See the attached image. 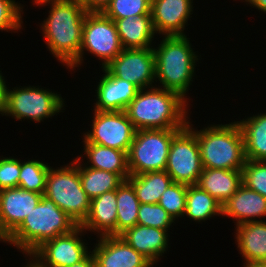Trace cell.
I'll list each match as a JSON object with an SVG mask.
<instances>
[{"label":"cell","mask_w":266,"mask_h":267,"mask_svg":"<svg viewBox=\"0 0 266 267\" xmlns=\"http://www.w3.org/2000/svg\"><path fill=\"white\" fill-rule=\"evenodd\" d=\"M193 0H151V19L155 33L164 36L185 35V26L193 13Z\"/></svg>","instance_id":"2e32d148"},{"label":"cell","mask_w":266,"mask_h":267,"mask_svg":"<svg viewBox=\"0 0 266 267\" xmlns=\"http://www.w3.org/2000/svg\"><path fill=\"white\" fill-rule=\"evenodd\" d=\"M112 0H80L87 12H104Z\"/></svg>","instance_id":"8d00e7d4"},{"label":"cell","mask_w":266,"mask_h":267,"mask_svg":"<svg viewBox=\"0 0 266 267\" xmlns=\"http://www.w3.org/2000/svg\"><path fill=\"white\" fill-rule=\"evenodd\" d=\"M242 183L266 197V161L246 160L242 169Z\"/></svg>","instance_id":"836d02e7"},{"label":"cell","mask_w":266,"mask_h":267,"mask_svg":"<svg viewBox=\"0 0 266 267\" xmlns=\"http://www.w3.org/2000/svg\"><path fill=\"white\" fill-rule=\"evenodd\" d=\"M117 210L116 190L105 192L91 200L89 215L80 226L98 236H117Z\"/></svg>","instance_id":"ffe728a7"},{"label":"cell","mask_w":266,"mask_h":267,"mask_svg":"<svg viewBox=\"0 0 266 267\" xmlns=\"http://www.w3.org/2000/svg\"><path fill=\"white\" fill-rule=\"evenodd\" d=\"M186 197L187 185L172 182L160 197L158 204L166 210L174 220H177L178 217H184Z\"/></svg>","instance_id":"4dcf8cb0"},{"label":"cell","mask_w":266,"mask_h":267,"mask_svg":"<svg viewBox=\"0 0 266 267\" xmlns=\"http://www.w3.org/2000/svg\"><path fill=\"white\" fill-rule=\"evenodd\" d=\"M84 50L102 61L101 68L107 66L123 50L115 22L103 12H88L82 29V43L78 58L68 67L74 70L82 65Z\"/></svg>","instance_id":"ba28073f"},{"label":"cell","mask_w":266,"mask_h":267,"mask_svg":"<svg viewBox=\"0 0 266 267\" xmlns=\"http://www.w3.org/2000/svg\"><path fill=\"white\" fill-rule=\"evenodd\" d=\"M84 231L78 225L70 233L44 242L30 257L40 267H69L79 263L91 253L81 237Z\"/></svg>","instance_id":"7c38bea8"},{"label":"cell","mask_w":266,"mask_h":267,"mask_svg":"<svg viewBox=\"0 0 266 267\" xmlns=\"http://www.w3.org/2000/svg\"><path fill=\"white\" fill-rule=\"evenodd\" d=\"M181 129L136 130L128 152L130 175L166 169L173 137Z\"/></svg>","instance_id":"52a82bcc"},{"label":"cell","mask_w":266,"mask_h":267,"mask_svg":"<svg viewBox=\"0 0 266 267\" xmlns=\"http://www.w3.org/2000/svg\"><path fill=\"white\" fill-rule=\"evenodd\" d=\"M69 267H96V264L92 253H90L84 260Z\"/></svg>","instance_id":"f35d334b"},{"label":"cell","mask_w":266,"mask_h":267,"mask_svg":"<svg viewBox=\"0 0 266 267\" xmlns=\"http://www.w3.org/2000/svg\"><path fill=\"white\" fill-rule=\"evenodd\" d=\"M4 79L5 78L0 71V114L5 109L6 100H7V90L9 88L7 87L6 81Z\"/></svg>","instance_id":"74e56055"},{"label":"cell","mask_w":266,"mask_h":267,"mask_svg":"<svg viewBox=\"0 0 266 267\" xmlns=\"http://www.w3.org/2000/svg\"><path fill=\"white\" fill-rule=\"evenodd\" d=\"M244 267H266V262H249L244 263Z\"/></svg>","instance_id":"60d3db41"},{"label":"cell","mask_w":266,"mask_h":267,"mask_svg":"<svg viewBox=\"0 0 266 267\" xmlns=\"http://www.w3.org/2000/svg\"><path fill=\"white\" fill-rule=\"evenodd\" d=\"M23 8L21 3L18 4V1L0 0V30L6 32L20 30L23 23Z\"/></svg>","instance_id":"e575fe53"},{"label":"cell","mask_w":266,"mask_h":267,"mask_svg":"<svg viewBox=\"0 0 266 267\" xmlns=\"http://www.w3.org/2000/svg\"><path fill=\"white\" fill-rule=\"evenodd\" d=\"M94 111L91 130L84 133V143H95L129 152L136 133L125 111Z\"/></svg>","instance_id":"30bf717a"},{"label":"cell","mask_w":266,"mask_h":267,"mask_svg":"<svg viewBox=\"0 0 266 267\" xmlns=\"http://www.w3.org/2000/svg\"><path fill=\"white\" fill-rule=\"evenodd\" d=\"M29 262H27V265H24V267H40L30 256Z\"/></svg>","instance_id":"b9f144b4"},{"label":"cell","mask_w":266,"mask_h":267,"mask_svg":"<svg viewBox=\"0 0 266 267\" xmlns=\"http://www.w3.org/2000/svg\"><path fill=\"white\" fill-rule=\"evenodd\" d=\"M20 160L0 156V190L18 187Z\"/></svg>","instance_id":"d590c367"},{"label":"cell","mask_w":266,"mask_h":267,"mask_svg":"<svg viewBox=\"0 0 266 267\" xmlns=\"http://www.w3.org/2000/svg\"><path fill=\"white\" fill-rule=\"evenodd\" d=\"M188 102L164 88L139 89L125 109L136 130L183 129L188 123Z\"/></svg>","instance_id":"7a4b0ae2"},{"label":"cell","mask_w":266,"mask_h":267,"mask_svg":"<svg viewBox=\"0 0 266 267\" xmlns=\"http://www.w3.org/2000/svg\"><path fill=\"white\" fill-rule=\"evenodd\" d=\"M231 217L235 225L258 220L266 216V197L242 184L222 205V217Z\"/></svg>","instance_id":"ac0fdd59"},{"label":"cell","mask_w":266,"mask_h":267,"mask_svg":"<svg viewBox=\"0 0 266 267\" xmlns=\"http://www.w3.org/2000/svg\"><path fill=\"white\" fill-rule=\"evenodd\" d=\"M43 195L20 187L0 190V241H4L30 214Z\"/></svg>","instance_id":"5bb4252c"},{"label":"cell","mask_w":266,"mask_h":267,"mask_svg":"<svg viewBox=\"0 0 266 267\" xmlns=\"http://www.w3.org/2000/svg\"><path fill=\"white\" fill-rule=\"evenodd\" d=\"M100 77L96 92V103L93 110L125 111L128 104L136 97L139 88L129 81L113 76L105 67Z\"/></svg>","instance_id":"e0dca14e"},{"label":"cell","mask_w":266,"mask_h":267,"mask_svg":"<svg viewBox=\"0 0 266 267\" xmlns=\"http://www.w3.org/2000/svg\"><path fill=\"white\" fill-rule=\"evenodd\" d=\"M187 35L164 36L155 54V81H160L159 88H164L180 95L187 102L189 86L195 75L198 56L191 48Z\"/></svg>","instance_id":"3957f363"},{"label":"cell","mask_w":266,"mask_h":267,"mask_svg":"<svg viewBox=\"0 0 266 267\" xmlns=\"http://www.w3.org/2000/svg\"><path fill=\"white\" fill-rule=\"evenodd\" d=\"M81 225L90 212L91 200L82 188L79 168L72 161L60 168H49L44 195Z\"/></svg>","instance_id":"8992f818"},{"label":"cell","mask_w":266,"mask_h":267,"mask_svg":"<svg viewBox=\"0 0 266 267\" xmlns=\"http://www.w3.org/2000/svg\"><path fill=\"white\" fill-rule=\"evenodd\" d=\"M185 215L195 222L222 216V205L198 185H187Z\"/></svg>","instance_id":"83f0119b"},{"label":"cell","mask_w":266,"mask_h":267,"mask_svg":"<svg viewBox=\"0 0 266 267\" xmlns=\"http://www.w3.org/2000/svg\"><path fill=\"white\" fill-rule=\"evenodd\" d=\"M175 220L159 204H140L137 225L169 230Z\"/></svg>","instance_id":"d6a6232c"},{"label":"cell","mask_w":266,"mask_h":267,"mask_svg":"<svg viewBox=\"0 0 266 267\" xmlns=\"http://www.w3.org/2000/svg\"><path fill=\"white\" fill-rule=\"evenodd\" d=\"M105 68L115 77L139 89L154 87L155 54L153 47L123 49Z\"/></svg>","instance_id":"4fadbf2b"},{"label":"cell","mask_w":266,"mask_h":267,"mask_svg":"<svg viewBox=\"0 0 266 267\" xmlns=\"http://www.w3.org/2000/svg\"><path fill=\"white\" fill-rule=\"evenodd\" d=\"M187 127L196 135L203 168L242 170L245 147L242 130L237 121L229 124H211L198 130L190 123Z\"/></svg>","instance_id":"5b68a950"},{"label":"cell","mask_w":266,"mask_h":267,"mask_svg":"<svg viewBox=\"0 0 266 267\" xmlns=\"http://www.w3.org/2000/svg\"><path fill=\"white\" fill-rule=\"evenodd\" d=\"M78 225L54 201L43 196L34 210L3 241L30 256L44 242L70 233Z\"/></svg>","instance_id":"277c9868"},{"label":"cell","mask_w":266,"mask_h":267,"mask_svg":"<svg viewBox=\"0 0 266 267\" xmlns=\"http://www.w3.org/2000/svg\"><path fill=\"white\" fill-rule=\"evenodd\" d=\"M168 232L169 230L135 225L122 233L120 237L154 265L168 250L170 241Z\"/></svg>","instance_id":"d6986e66"},{"label":"cell","mask_w":266,"mask_h":267,"mask_svg":"<svg viewBox=\"0 0 266 267\" xmlns=\"http://www.w3.org/2000/svg\"><path fill=\"white\" fill-rule=\"evenodd\" d=\"M49 168L50 165L43 161L20 160L18 187L44 195Z\"/></svg>","instance_id":"f546056e"},{"label":"cell","mask_w":266,"mask_h":267,"mask_svg":"<svg viewBox=\"0 0 266 267\" xmlns=\"http://www.w3.org/2000/svg\"><path fill=\"white\" fill-rule=\"evenodd\" d=\"M202 170L196 135L186 126L172 139L165 171L173 182L194 185Z\"/></svg>","instance_id":"8fae6325"},{"label":"cell","mask_w":266,"mask_h":267,"mask_svg":"<svg viewBox=\"0 0 266 267\" xmlns=\"http://www.w3.org/2000/svg\"><path fill=\"white\" fill-rule=\"evenodd\" d=\"M123 49L149 48L155 37L151 15L114 20Z\"/></svg>","instance_id":"603a6c76"},{"label":"cell","mask_w":266,"mask_h":267,"mask_svg":"<svg viewBox=\"0 0 266 267\" xmlns=\"http://www.w3.org/2000/svg\"><path fill=\"white\" fill-rule=\"evenodd\" d=\"M33 3L50 5L48 17L40 28L46 48L68 69L79 56L83 23L88 12L80 0H33Z\"/></svg>","instance_id":"6da1fadb"},{"label":"cell","mask_w":266,"mask_h":267,"mask_svg":"<svg viewBox=\"0 0 266 267\" xmlns=\"http://www.w3.org/2000/svg\"><path fill=\"white\" fill-rule=\"evenodd\" d=\"M237 122L243 133L246 159L266 161V113Z\"/></svg>","instance_id":"d4e9b609"},{"label":"cell","mask_w":266,"mask_h":267,"mask_svg":"<svg viewBox=\"0 0 266 267\" xmlns=\"http://www.w3.org/2000/svg\"><path fill=\"white\" fill-rule=\"evenodd\" d=\"M84 154L73 159V162L79 168V177L82 188L90 200L99 197L105 192L116 190L124 181L118 174L105 170L90 168L81 164Z\"/></svg>","instance_id":"484cf974"},{"label":"cell","mask_w":266,"mask_h":267,"mask_svg":"<svg viewBox=\"0 0 266 267\" xmlns=\"http://www.w3.org/2000/svg\"><path fill=\"white\" fill-rule=\"evenodd\" d=\"M242 184V170L203 168L196 185L223 205Z\"/></svg>","instance_id":"44dd1931"},{"label":"cell","mask_w":266,"mask_h":267,"mask_svg":"<svg viewBox=\"0 0 266 267\" xmlns=\"http://www.w3.org/2000/svg\"><path fill=\"white\" fill-rule=\"evenodd\" d=\"M84 157L87 163L83 165L118 174L123 180L130 176L128 153L95 143H84ZM90 162V163H89ZM88 164H90L88 166Z\"/></svg>","instance_id":"cb8c5ba5"},{"label":"cell","mask_w":266,"mask_h":267,"mask_svg":"<svg viewBox=\"0 0 266 267\" xmlns=\"http://www.w3.org/2000/svg\"><path fill=\"white\" fill-rule=\"evenodd\" d=\"M243 2L246 4L248 2L250 6H253L266 14V0H245Z\"/></svg>","instance_id":"ab89813d"},{"label":"cell","mask_w":266,"mask_h":267,"mask_svg":"<svg viewBox=\"0 0 266 267\" xmlns=\"http://www.w3.org/2000/svg\"><path fill=\"white\" fill-rule=\"evenodd\" d=\"M38 86L14 87L7 90L6 106L1 115L15 120L29 119L42 122L44 119L63 112L64 100L61 94Z\"/></svg>","instance_id":"9c48e42d"},{"label":"cell","mask_w":266,"mask_h":267,"mask_svg":"<svg viewBox=\"0 0 266 267\" xmlns=\"http://www.w3.org/2000/svg\"><path fill=\"white\" fill-rule=\"evenodd\" d=\"M128 180L132 183L140 204H158L164 191L173 182L165 170L130 175Z\"/></svg>","instance_id":"4316f807"},{"label":"cell","mask_w":266,"mask_h":267,"mask_svg":"<svg viewBox=\"0 0 266 267\" xmlns=\"http://www.w3.org/2000/svg\"><path fill=\"white\" fill-rule=\"evenodd\" d=\"M235 241L245 263L266 262V221L236 226Z\"/></svg>","instance_id":"7402d4cb"},{"label":"cell","mask_w":266,"mask_h":267,"mask_svg":"<svg viewBox=\"0 0 266 267\" xmlns=\"http://www.w3.org/2000/svg\"><path fill=\"white\" fill-rule=\"evenodd\" d=\"M117 198V236L137 225L140 202L132 183L124 180L116 189Z\"/></svg>","instance_id":"f1b7e54d"},{"label":"cell","mask_w":266,"mask_h":267,"mask_svg":"<svg viewBox=\"0 0 266 267\" xmlns=\"http://www.w3.org/2000/svg\"><path fill=\"white\" fill-rule=\"evenodd\" d=\"M112 19L151 15V0H112L103 12Z\"/></svg>","instance_id":"1f68e13d"},{"label":"cell","mask_w":266,"mask_h":267,"mask_svg":"<svg viewBox=\"0 0 266 267\" xmlns=\"http://www.w3.org/2000/svg\"><path fill=\"white\" fill-rule=\"evenodd\" d=\"M92 250L96 267H153L142 254L135 251L120 236H99Z\"/></svg>","instance_id":"9a60e30c"}]
</instances>
